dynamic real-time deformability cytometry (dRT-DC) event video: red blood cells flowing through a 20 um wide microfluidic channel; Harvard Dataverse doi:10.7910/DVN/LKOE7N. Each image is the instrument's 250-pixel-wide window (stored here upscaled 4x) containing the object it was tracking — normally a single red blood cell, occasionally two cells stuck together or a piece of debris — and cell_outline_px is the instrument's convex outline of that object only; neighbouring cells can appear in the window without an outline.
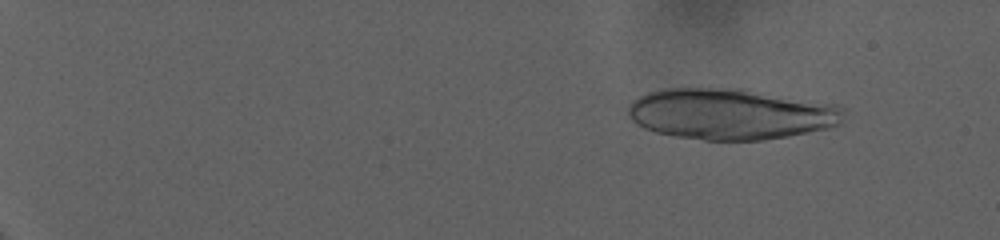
{"species": "human", "species_latin": "Homo sapiens", "temperature_condition": "warm", "stored_images_in_passage": 34, "camera_frame_rate_fps": 3000, "um_per_image_px": 0.085, "donor": {"sex": "female"}, "frame": {"image": 1, "passage_image": 10, "time_ms": 3.0, "image_size_px": [1000, 240], "cell_outline_px": [[848, 108], [840, 124], [828, 128], [788, 136], [764, 140], [704, 140], [676, 136], [656, 132], [644, 128], [636, 124], [628, 116], [628, 104], [632, 100], [648, 92], [660, 88], [744, 88], [840, 104]], "centroid_in_image_um": [62.17, 9.67], "position_along_channel_um": 22.8, "area_um2": 65.2}}